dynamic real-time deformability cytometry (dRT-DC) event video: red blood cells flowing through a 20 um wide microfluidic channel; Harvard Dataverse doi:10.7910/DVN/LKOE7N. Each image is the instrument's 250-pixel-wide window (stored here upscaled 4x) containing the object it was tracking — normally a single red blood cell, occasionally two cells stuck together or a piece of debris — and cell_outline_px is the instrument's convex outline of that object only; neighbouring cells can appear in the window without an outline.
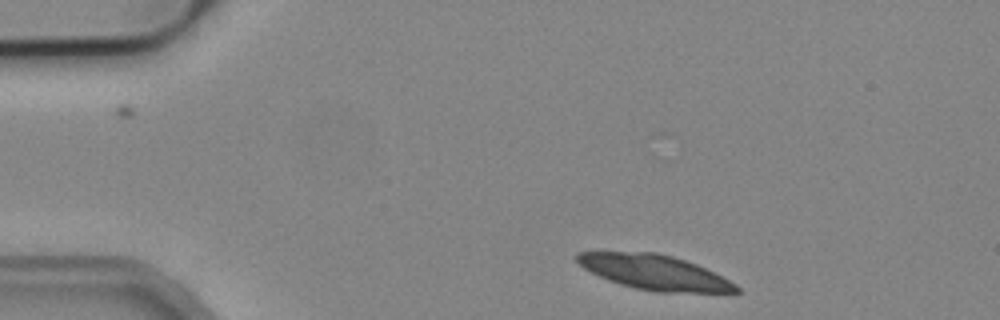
{"species": "common noctule bat (a hibernating species)", "species_latin": "Nyctalus noctula", "temperature_condition": "cold", "stored_images_in_passage": 3, "camera_frame_rate_fps": 3000, "um_per_image_px": 0.085, "animal": {"sex": "male", "body_mass_g": 19.2, "forearm_length_mm": 51.8}, "frame": {"image": 1, "passage_image": 1, "time_ms": 0.0, "image_size_px": [1000, 320], "cell_outline_px": [[740, 292], [656, 292], [636, 288], [620, 284], [608, 280], [584, 268], [576, 260], [576, 252], [656, 252], [672, 256], [696, 264], [736, 284], [740, 288]], "centroid_in_image_um": [55.61, 23.14], "position_along_channel_um": 29.4, "area_um2": 31.85}}
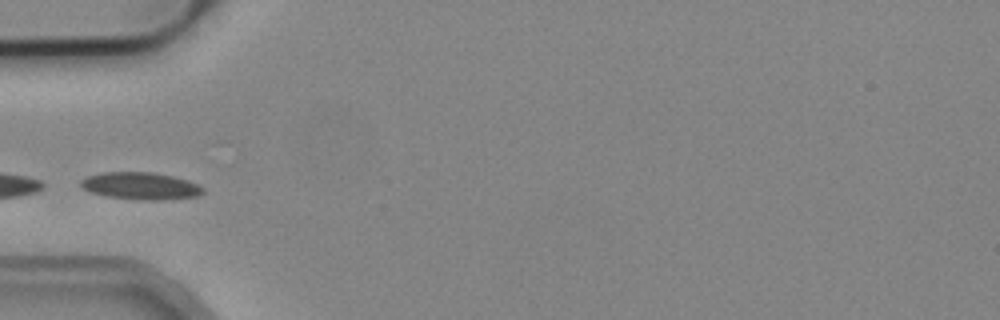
{"frame": {"image": 2, "passage_image": 3, "time_ms": 0.667, "image_size_px": [1000, 320], "cell_outline_px": [[204, 192], [196, 196], [160, 200], [140, 200], [108, 196], [88, 192], [80, 188], [80, 180], [88, 176], [100, 172], [152, 172], [172, 176], [188, 180], [204, 188]], "centroid_in_image_um": [11.9, 15.8], "position_along_channel_um": 73.1, "area_um2": 19.42}}